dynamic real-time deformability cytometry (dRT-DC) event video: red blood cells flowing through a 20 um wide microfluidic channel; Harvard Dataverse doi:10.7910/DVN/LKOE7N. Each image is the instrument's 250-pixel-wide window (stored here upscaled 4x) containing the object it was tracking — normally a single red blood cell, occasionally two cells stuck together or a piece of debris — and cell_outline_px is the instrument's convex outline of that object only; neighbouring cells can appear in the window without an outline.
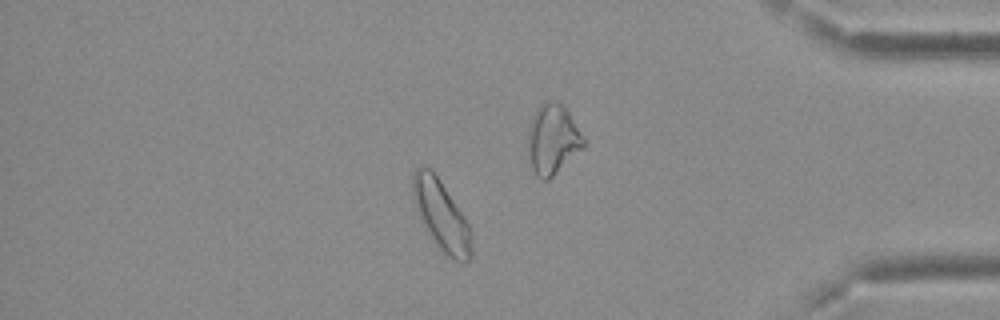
{"species": "Egyptian fruit bat (a non-hibernating species)", "species_latin": "Rousettus aegyptiacus", "temperature_condition": "cold", "stored_images_in_passage": 54, "camera_frame_rate_fps": 3000, "um_per_image_px": 0.085, "frame": {"image": 1, "passage_image": 46, "time_ms": 15.0, "image_size_px": [1000, 320], "cell_outline_px": [[472, 256], [468, 260], [456, 260], [448, 256], [440, 248], [432, 236], [412, 196], [412, 172], [416, 168], [428, 168], [436, 176], [464, 216], [472, 232]], "centroid_in_image_um": [37.55, 18.3], "position_along_channel_um": 397.6, "area_um2": 22.66}, "authors_computed_cell_mechanics": {"area_um2": 23.0333, "velocity_mm_per_s": 3.6943, "shape_relaxation_time_tau1_ms": null, "shape_relaxation_time_tau2_ms": 1.7944, "deformation_change_tau1": null, "deformation_change_tau2": 0.074}}